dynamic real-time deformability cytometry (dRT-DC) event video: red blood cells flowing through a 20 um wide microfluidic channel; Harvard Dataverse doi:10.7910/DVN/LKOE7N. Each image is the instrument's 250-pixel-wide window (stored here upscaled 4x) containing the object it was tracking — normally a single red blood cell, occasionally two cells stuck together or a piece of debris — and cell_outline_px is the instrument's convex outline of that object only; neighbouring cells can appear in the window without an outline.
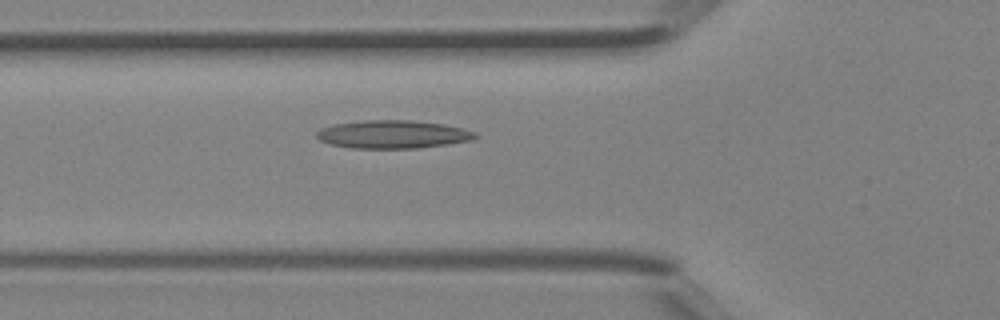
{"species": "Egyptian fruit bat (a non-hibernating species)", "species_latin": "Rousettus aegyptiacus", "temperature_condition": "room temperature", "stored_images_in_passage": 5, "camera_frame_rate_fps": 3000, "um_per_image_px": 0.085, "animal": {"sex": "female"}, "frame": {"image": 1, "passage_image": 5, "time_ms": 1.333, "image_size_px": [1000, 320], "cell_outline_px": [[480, 136], [472, 140], [448, 144], [416, 148], [348, 148], [332, 144], [320, 140], [316, 136], [316, 132], [320, 128], [336, 124], [360, 120], [412, 120], [444, 124], [476, 132]], "centroid_in_image_um": [33.4, 11.41], "position_along_channel_um": 92.4, "area_um2": 26.01}}